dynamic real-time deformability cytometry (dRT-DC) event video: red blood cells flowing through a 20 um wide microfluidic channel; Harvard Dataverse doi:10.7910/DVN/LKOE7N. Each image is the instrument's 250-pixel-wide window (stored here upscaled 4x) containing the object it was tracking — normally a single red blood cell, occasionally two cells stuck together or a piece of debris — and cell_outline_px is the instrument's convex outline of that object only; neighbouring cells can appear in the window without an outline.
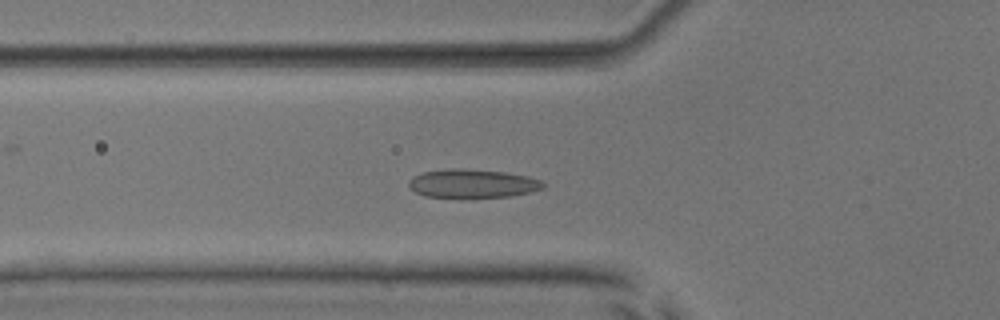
{"species": "common noctule bat (a hibernating species)", "species_latin": "Nyctalus noctula", "temperature_condition": "room temperature", "stored_images_in_passage": 31, "camera_frame_rate_fps": 3000, "um_per_image_px": 0.085, "animal": {"sex": "male", "body_mass_g": 17.9, "forearm_length_mm": 54.2}, "frame": {"image": 1, "passage_image": 19, "time_ms": 6.0, "image_size_px": [1000, 320], "cell_outline_px": [[544, 188], [532, 192], [512, 196], [424, 196], [416, 192], [408, 184], [408, 180], [412, 176], [424, 172], [452, 168], [456, 168], [504, 172], [528, 176], [540, 180], [544, 184]], "centroid_in_image_um": [40.18, 15.58], "position_along_channel_um": 85.6, "area_um2": 21.91}}